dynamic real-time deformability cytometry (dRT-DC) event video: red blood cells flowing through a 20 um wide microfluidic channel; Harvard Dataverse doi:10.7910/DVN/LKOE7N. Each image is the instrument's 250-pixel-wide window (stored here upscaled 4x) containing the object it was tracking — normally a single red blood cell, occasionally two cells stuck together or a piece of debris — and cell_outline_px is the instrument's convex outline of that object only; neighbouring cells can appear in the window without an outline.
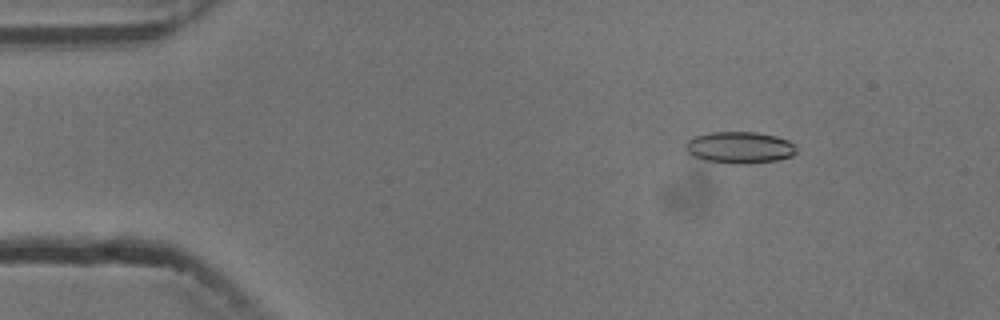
{"species": "common noctule bat (a hibernating species)", "species_latin": "Nyctalus noctula", "temperature_condition": "cold", "stored_images_in_passage": 5, "segment_of_instrument_passage": [2, 2], "camera_frame_rate_fps": 3000, "um_per_image_px": 0.085, "animal": {"sex": "male", "body_mass_g": 13.3}, "frame": {"image": 1, "passage_image": 5, "time_ms": 5.667, "image_size_px": [1000, 320], "cell_outline_px": [[796, 152], [792, 156], [776, 160], [736, 164], [704, 160], [692, 156], [684, 148], [684, 144], [688, 140], [696, 136], [712, 132], [756, 132], [776, 136], [788, 140], [796, 144]], "centroid_in_image_um": [62.86, 12.53], "position_along_channel_um": 22.1, "area_um2": 20.4}}